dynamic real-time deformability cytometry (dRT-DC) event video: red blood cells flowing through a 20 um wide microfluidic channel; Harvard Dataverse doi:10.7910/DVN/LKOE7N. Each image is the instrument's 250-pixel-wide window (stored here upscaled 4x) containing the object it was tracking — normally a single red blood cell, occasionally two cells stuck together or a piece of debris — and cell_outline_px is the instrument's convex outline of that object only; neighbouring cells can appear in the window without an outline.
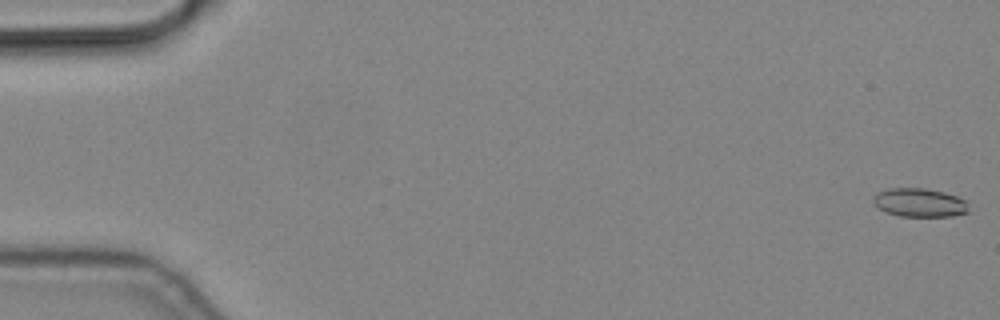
{"species": "common noctule bat (a hibernating species)", "species_latin": "Nyctalus noctula", "temperature_condition": "cold", "stored_images_in_passage": 5, "camera_frame_rate_fps": 3000, "um_per_image_px": 0.085, "animal": {"sex": "male", "body_mass_g": 19.2, "forearm_length_mm": 51.8}, "frame": {"image": 1, "passage_image": 1, "time_ms": 0.0, "image_size_px": [1000, 320], "cell_outline_px": [[968, 212], [952, 216], [900, 216], [884, 212], [872, 204], [872, 200], [880, 192], [888, 188], [924, 188], [944, 192], [956, 196], [964, 200], [968, 208]], "centroid_in_image_um": [78.13, 17.23], "position_along_channel_um": 6.9, "area_um2": 15.84}}
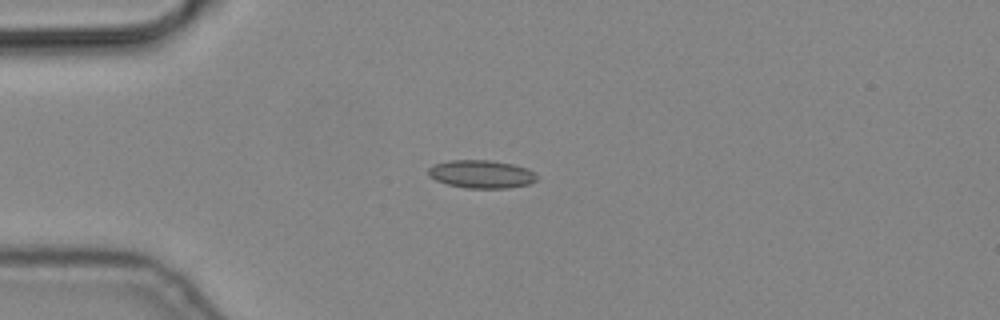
{"frame": {"image": 2, "passage_image": 5, "time_ms": 1.333, "image_size_px": [1000, 320], "cell_outline_px": [[536, 180], [528, 184], [508, 188], [464, 188], [448, 184], [436, 180], [428, 176], [428, 168], [432, 164], [448, 160], [488, 160], [512, 164], [528, 168], [536, 176]], "centroid_in_image_um": [40.86, 14.79], "position_along_channel_um": 44.1, "area_um2": 17.74}}